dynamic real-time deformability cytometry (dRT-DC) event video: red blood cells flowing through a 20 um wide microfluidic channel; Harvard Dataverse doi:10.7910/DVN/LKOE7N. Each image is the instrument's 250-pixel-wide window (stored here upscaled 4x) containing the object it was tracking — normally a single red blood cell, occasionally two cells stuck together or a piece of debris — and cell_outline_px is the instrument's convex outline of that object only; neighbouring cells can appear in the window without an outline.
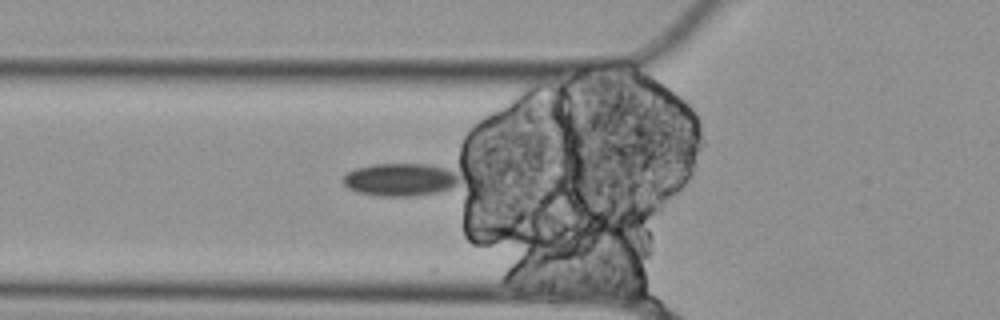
{"species": "Egyptian fruit bat (a non-hibernating species)", "species_latin": "Rousettus aegyptiacus", "temperature_condition": "cold", "stored_images_in_passage": 3, "camera_frame_rate_fps": 3000, "um_per_image_px": 0.085, "animal": {"sex": "female"}, "frame": {"image": 1, "passage_image": 3, "time_ms": 2.333, "image_size_px": [1000, 320], "cell_outline_px": [[460, 184], [456, 188], [440, 192], [416, 196], [380, 196], [356, 192], [348, 188], [344, 184], [344, 176], [348, 172], [356, 168], [372, 164], [428, 164], [448, 168], [456, 172], [460, 180]], "centroid_in_image_um": [34.1, 15.27], "position_along_channel_um": 91.7, "area_um2": 22.66}}